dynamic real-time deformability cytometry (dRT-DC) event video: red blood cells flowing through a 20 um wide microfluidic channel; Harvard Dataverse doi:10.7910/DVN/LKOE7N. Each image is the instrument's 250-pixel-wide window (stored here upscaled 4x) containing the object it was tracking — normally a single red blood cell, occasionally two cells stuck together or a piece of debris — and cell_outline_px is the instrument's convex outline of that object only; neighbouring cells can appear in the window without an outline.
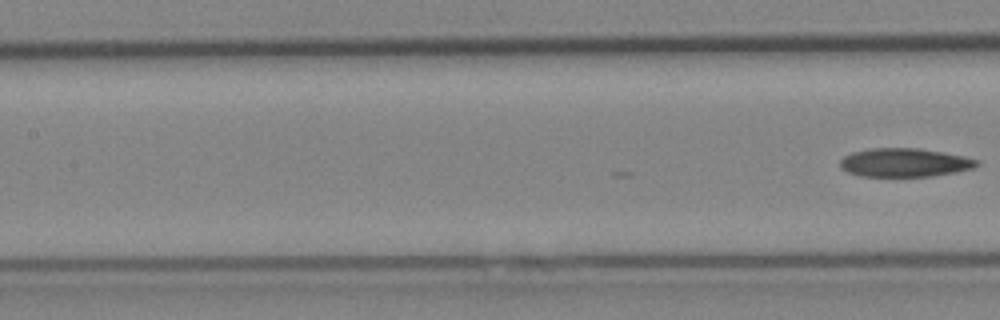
{"species": "Egyptian fruit bat (a non-hibernating species)", "species_latin": "Rousettus aegyptiacus", "temperature_condition": "cold", "stored_images_in_passage": 10, "camera_frame_rate_fps": 3000, "um_per_image_px": 0.085, "animal": {"sex": "female"}, "frame": {"image": 1, "passage_image": 10, "time_ms": 3.0, "image_size_px": [1000, 320], "cell_outline_px": [[980, 164], [972, 168], [956, 172], [932, 176], [860, 176], [848, 172], [840, 168], [840, 160], [844, 156], [852, 152], [872, 148], [920, 148], [944, 152], [964, 156], [980, 160]], "centroid_in_image_um": [76.9, 13.81], "position_along_channel_um": 130.5, "area_um2": 22.89}}